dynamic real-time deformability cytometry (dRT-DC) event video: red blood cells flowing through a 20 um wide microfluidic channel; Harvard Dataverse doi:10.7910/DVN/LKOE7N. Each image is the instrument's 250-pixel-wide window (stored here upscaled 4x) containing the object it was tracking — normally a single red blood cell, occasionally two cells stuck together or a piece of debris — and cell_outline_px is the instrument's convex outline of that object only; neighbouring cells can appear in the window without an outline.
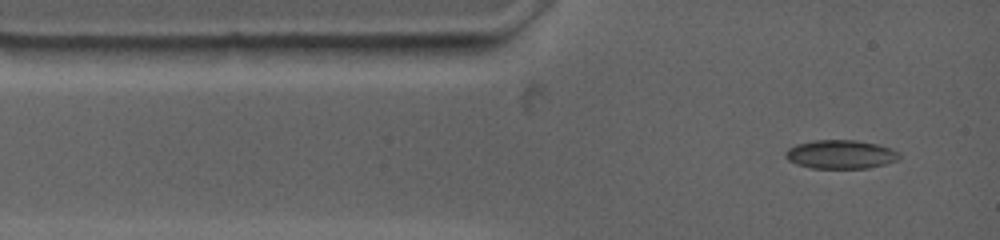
{"species": "common noctule bat (a hibernating species)", "species_latin": "Nyctalus noctula", "temperature_condition": "warm", "stored_images_in_passage": 38, "segment_of_instrument_passage": [1, 2], "camera_frame_rate_fps": 4500, "um_per_image_px": 0.085, "animal": {"sex": "female", "body_mass_g": 19.0, "forearm_length_mm": 53.3}, "frame": {"image": 1, "passage_image": 1, "time_ms": 0.0, "image_size_px": [1000, 240], "cell_outline_px": [[900, 160], [868, 168], [812, 168], [796, 164], [788, 160], [784, 156], [784, 152], [788, 148], [796, 144], [812, 140], [856, 140], [876, 144], [892, 148], [900, 152]], "centroid_in_image_um": [71.45, 13.12], "position_along_channel_um": 13.5, "area_um2": 19.25}}
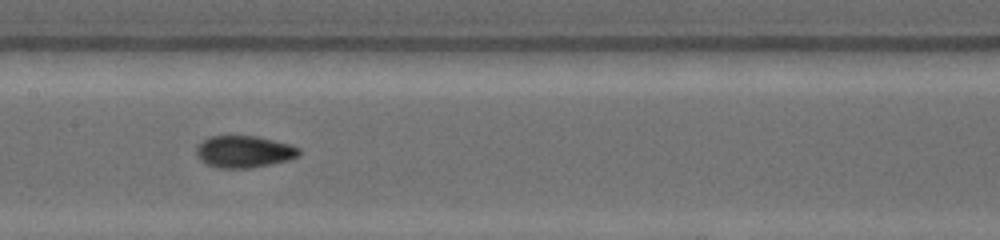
{"frame": {"image": 2, "passage_image": 17, "time_ms": 5.333, "image_size_px": [1000, 240], "cell_outline_px": [[300, 152], [296, 156], [288, 160], [248, 168], [216, 168], [200, 160], [196, 156], [196, 144], [208, 136], [256, 136], [288, 144], [300, 148]], "centroid_in_image_um": [20.66, 12.88], "position_along_channel_um": 186.7, "area_um2": 19.02}}
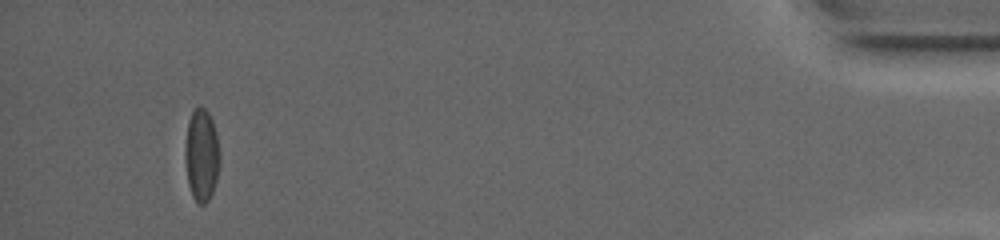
{"frame": {"image": 3, "passage_image": 33, "time_ms": 14.444, "image_size_px": [1000, 240], "cell_outline_px": [[220, 164], [216, 180], [212, 192], [208, 200], [204, 204], [196, 204], [192, 196], [188, 184], [184, 160], [184, 148], [188, 120], [192, 112], [196, 108], [204, 108], [208, 112], [212, 120], [216, 132], [220, 152]], "centroid_in_image_um": [17.12, 13.21], "position_along_channel_um": 418.1, "area_um2": 18.96}}